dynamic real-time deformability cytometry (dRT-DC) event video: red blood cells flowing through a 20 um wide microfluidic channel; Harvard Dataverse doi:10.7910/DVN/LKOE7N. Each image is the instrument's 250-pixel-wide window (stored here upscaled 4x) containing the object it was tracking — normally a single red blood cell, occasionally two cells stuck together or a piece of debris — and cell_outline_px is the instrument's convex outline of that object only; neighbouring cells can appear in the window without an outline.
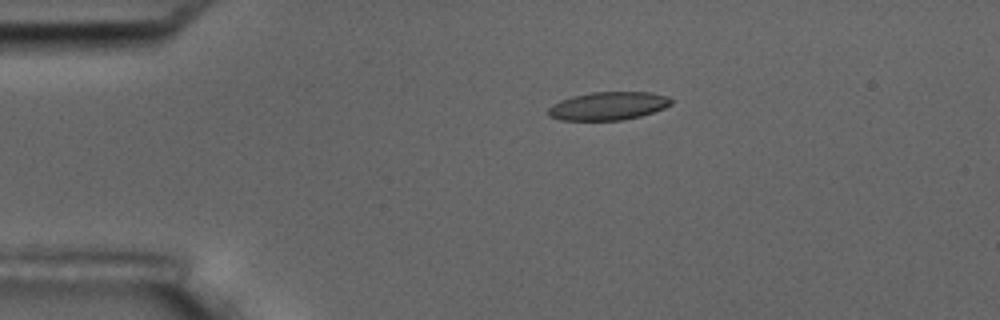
{"species": "common noctule bat (a hibernating species)", "species_latin": "Nyctalus noctula", "temperature_condition": "room temperature", "stored_images_in_passage": 4, "camera_frame_rate_fps": 3000, "um_per_image_px": 0.085, "animal": {"sex": "male", "body_mass_g": 17.5, "forearm_length_mm": 52.3}, "frame": {"image": 1, "passage_image": 3, "time_ms": 3.0, "image_size_px": [1000, 320], "cell_outline_px": [[672, 104], [664, 108], [640, 116], [620, 120], [560, 120], [548, 116], [548, 108], [552, 104], [560, 100], [572, 96], [592, 92], [648, 92], [668, 96], [672, 100]], "centroid_in_image_um": [51.67, 9.0], "position_along_channel_um": 33.3, "area_um2": 20.17}}